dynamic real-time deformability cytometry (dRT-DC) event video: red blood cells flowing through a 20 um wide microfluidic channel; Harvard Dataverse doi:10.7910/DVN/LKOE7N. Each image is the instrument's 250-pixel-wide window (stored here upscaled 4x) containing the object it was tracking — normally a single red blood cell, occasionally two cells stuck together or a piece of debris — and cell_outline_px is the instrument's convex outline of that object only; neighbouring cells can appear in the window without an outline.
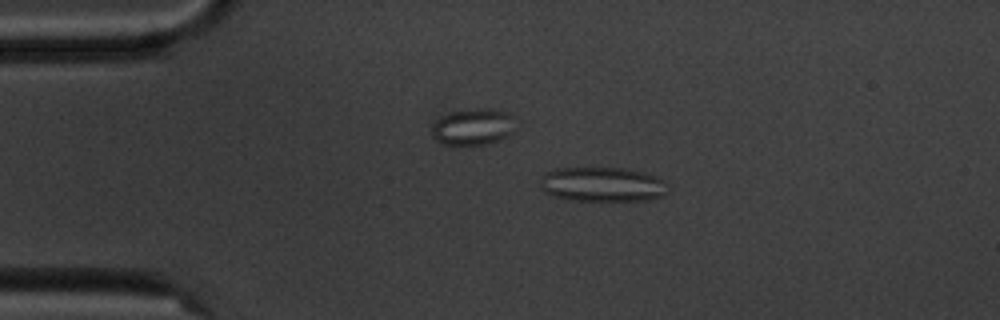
{"species": "common noctule bat (a hibernating species)", "species_latin": "Nyctalus noctula", "temperature_condition": "cold", "stored_images_in_passage": 5, "camera_frame_rate_fps": 3000, "um_per_image_px": 0.085, "animal": {"sex": "male", "body_mass_g": 20.1, "forearm_length_mm": 53.5}, "frame": {"image": 1, "passage_image": 3, "time_ms": 2.333, "image_size_px": [1000, 320], "cell_outline_px": [[664, 192], [660, 196], [648, 200], [572, 200], [552, 196], [544, 192], [540, 188], [540, 184], [544, 176], [548, 172], [556, 168], [624, 168], [656, 176], [664, 180]], "centroid_in_image_um": [51.14, 15.67], "position_along_channel_um": 33.9, "area_um2": 25.26}}
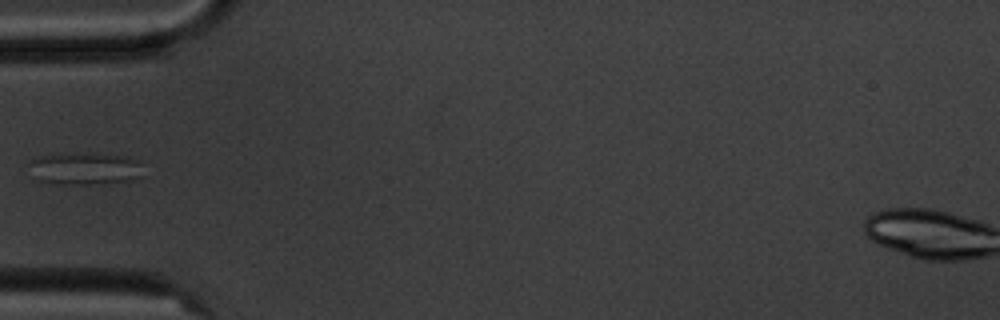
{"frame": {"image": 2, "passage_image": 5, "time_ms": 4.667, "image_size_px": [1000, 320], "cell_outline_px": [[144, 176], [132, 180], [104, 184], [52, 184], [40, 180], [32, 176], [28, 164], [28, 160], [40, 156], [60, 152], [92, 152], [132, 156], [140, 160]], "centroid_in_image_um": [7.24, 14.3], "position_along_channel_um": 77.8, "area_um2": 22.77}}